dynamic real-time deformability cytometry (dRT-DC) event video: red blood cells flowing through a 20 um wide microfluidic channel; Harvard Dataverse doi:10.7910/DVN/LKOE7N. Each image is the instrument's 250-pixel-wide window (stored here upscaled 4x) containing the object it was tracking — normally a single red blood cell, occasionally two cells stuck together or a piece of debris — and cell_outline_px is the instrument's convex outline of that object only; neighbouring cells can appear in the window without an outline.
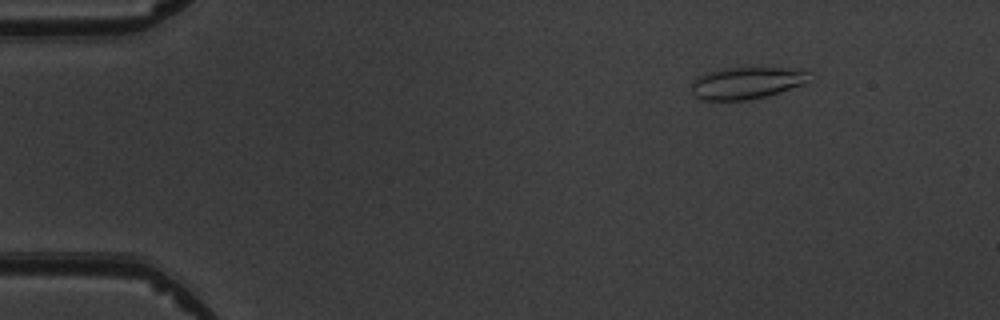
{"species": "common noctule bat (a hibernating species)", "species_latin": "Nyctalus noctula", "temperature_condition": "warm", "stored_images_in_passage": 5, "camera_frame_rate_fps": 3000, "um_per_image_px": 0.085, "animal": {"sex": "male", "body_mass_g": 19.5, "forearm_length_mm": 54.6}, "frame": {"image": 1, "passage_image": 2, "time_ms": 1.333, "image_size_px": [1000, 320], "cell_outline_px": [[808, 72], [804, 84], [764, 96], [748, 100], [700, 100], [692, 92], [692, 84], [696, 76], [708, 72], [724, 68], [784, 68]], "centroid_in_image_um": [63.36, 7.06], "position_along_channel_um": 21.6, "area_um2": 21.39}}